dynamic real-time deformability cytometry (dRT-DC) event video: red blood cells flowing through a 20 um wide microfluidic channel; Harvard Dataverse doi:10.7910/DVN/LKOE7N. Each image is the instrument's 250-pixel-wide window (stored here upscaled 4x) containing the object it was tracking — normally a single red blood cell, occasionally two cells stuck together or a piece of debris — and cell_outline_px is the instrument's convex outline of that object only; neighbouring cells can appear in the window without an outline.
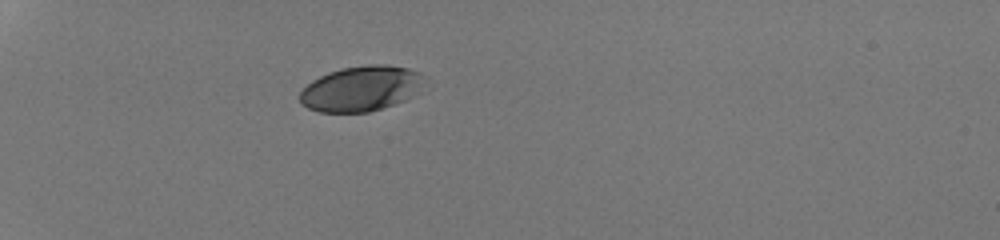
{"species": "human", "species_latin": "Homo sapiens", "temperature_condition": "room temperature", "stored_images_in_passage": 34, "camera_frame_rate_fps": 3000, "um_per_image_px": 0.085, "donor": {"sex": "male"}, "frame": {"image": 1, "passage_image": 1, "time_ms": 0.0, "image_size_px": [1000, 240], "cell_outline_px": [[424, 76], [412, 96], [404, 100], [368, 112], [320, 112], [308, 108], [300, 104], [300, 92], [312, 80], [328, 72], [340, 68], [368, 64], [384, 64], [408, 68], [420, 72]], "centroid_in_image_um": [30.63, 7.52], "position_along_channel_um": 54.4, "area_um2": 32.48}}
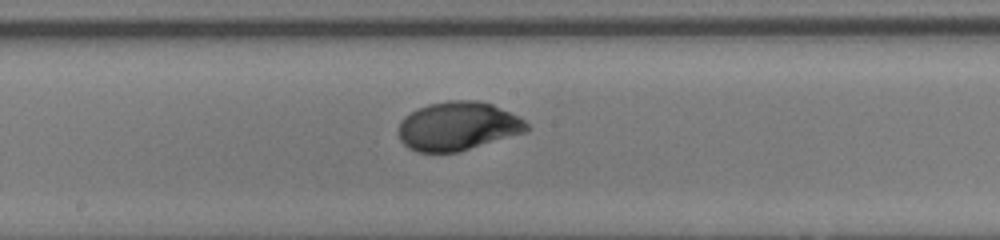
{"frame": {"image": 2, "passage_image": 15, "time_ms": 4.667, "image_size_px": [1000, 240], "cell_outline_px": [[532, 128], [528, 132], [460, 152], [416, 152], [408, 148], [400, 140], [396, 128], [400, 120], [404, 116], [416, 108], [428, 104], [448, 100], [476, 100], [492, 104], [520, 116]], "centroid_in_image_um": [38.92, 10.73], "position_along_channel_um": 209.3, "area_um2": 37.22}}
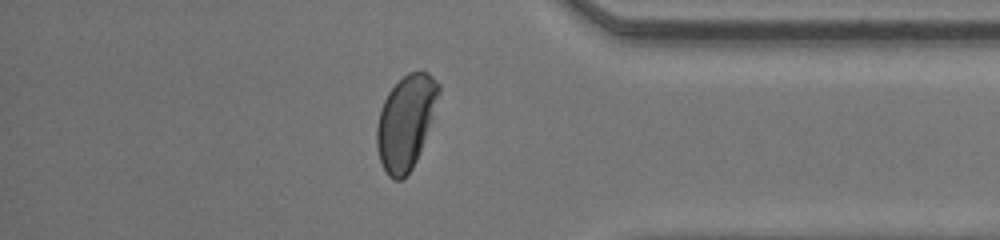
{"frame": {"image": 3, "passage_image": 29, "time_ms": 9.333, "image_size_px": [1000, 240], "cell_outline_px": [[440, 92], [432, 120], [420, 152], [412, 168], [400, 180], [396, 180], [388, 176], [384, 172], [380, 160], [376, 144], [376, 128], [380, 108], [388, 92], [408, 72], [428, 72], [440, 84]], "centroid_in_image_um": [34.49, 10.38], "position_along_channel_um": 400.7, "area_um2": 33.76}, "authors_computed_cell_mechanics": {"area_um2": 35.7493, "velocity_mm_per_s": 4.285, "shape_relaxation_time_tau1_ms": 2.4913, "shape_relaxation_time_tau2_ms": null, "deformation_change_tau1": 0.1576, "deformation_change_tau2": null}}